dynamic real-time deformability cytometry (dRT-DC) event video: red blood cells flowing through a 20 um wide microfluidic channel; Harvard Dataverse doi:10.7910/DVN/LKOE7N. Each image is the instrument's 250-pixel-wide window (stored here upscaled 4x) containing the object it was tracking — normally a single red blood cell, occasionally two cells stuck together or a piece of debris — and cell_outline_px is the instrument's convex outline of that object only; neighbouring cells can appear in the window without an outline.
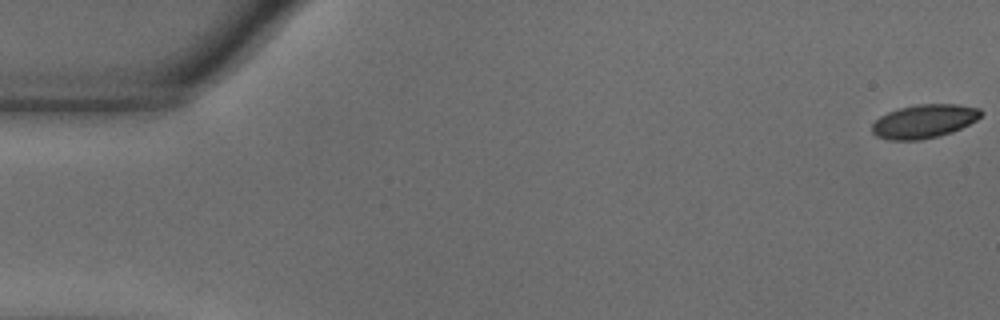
{"species": "common noctule bat (a hibernating species)", "species_latin": "Nyctalus noctula", "temperature_condition": "warm", "stored_images_in_passage": 56, "camera_frame_rate_fps": 3000, "um_per_image_px": 0.085, "animal": {"sex": "male", "body_mass_g": 18.8}, "frame": {"image": 1, "passage_image": 1, "time_ms": 0.0, "image_size_px": [1000, 320], "cell_outline_px": [[984, 112], [976, 120], [952, 132], [920, 140], [888, 140], [876, 136], [872, 132], [872, 124], [880, 116], [888, 112], [900, 108], [916, 104], [956, 104], [980, 108]], "centroid_in_image_um": [78.54, 10.3], "position_along_channel_um": 6.5, "area_um2": 21.27}}
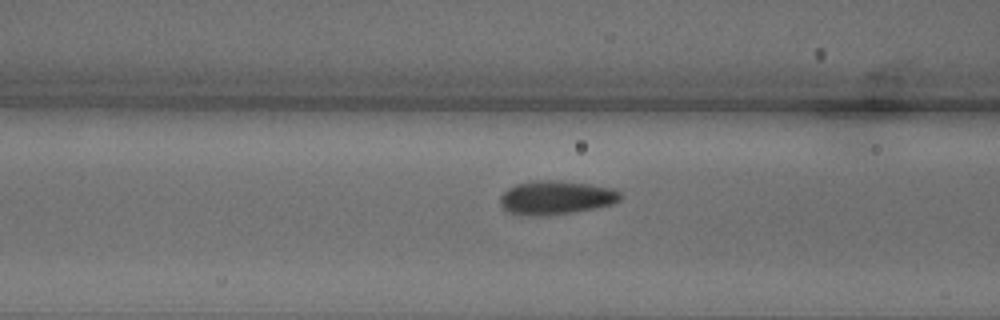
{"frame": {"image": 2, "passage_image": 22, "time_ms": 7.0, "image_size_px": [1000, 320], "cell_outline_px": [[624, 196], [620, 200], [612, 204], [596, 208], [576, 212], [544, 216], [524, 216], [508, 212], [500, 204], [500, 196], [508, 188], [516, 184], [536, 180], [560, 180], [588, 184], [612, 188], [620, 192]], "centroid_in_image_um": [47.26, 16.81], "position_along_channel_um": 119.3, "area_um2": 23.99}}
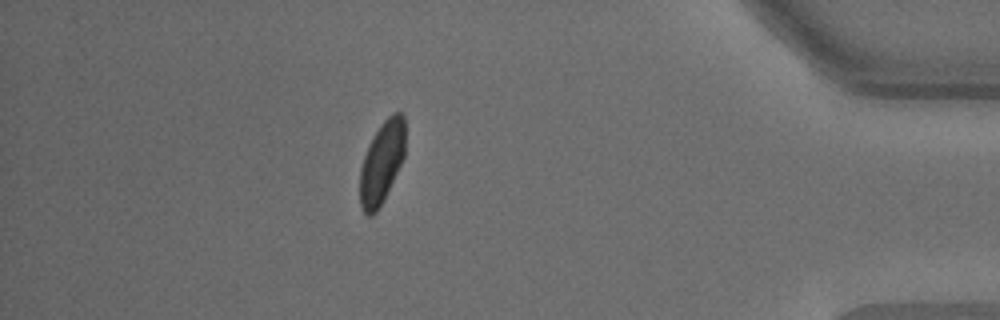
{"frame": {"image": 3, "passage_image": 49, "time_ms": 16.0, "image_size_px": [1000, 320], "cell_outline_px": [[404, 156], [384, 200], [376, 212], [372, 216], [368, 216], [364, 212], [360, 204], [360, 168], [368, 144], [372, 136], [380, 124], [392, 112], [400, 112], [404, 116]], "centroid_in_image_um": [32.44, 13.8], "position_along_channel_um": 402.8, "area_um2": 21.68}, "authors_computed_cell_mechanics": {"area_um2": 22.6576, "velocity_mm_per_s": 3.6438, "shape_relaxation_time_tau1_ms": 3.82, "shape_relaxation_time_tau2_ms": null, "deformation_change_tau1": 0.1082, "deformation_change_tau2": null}}